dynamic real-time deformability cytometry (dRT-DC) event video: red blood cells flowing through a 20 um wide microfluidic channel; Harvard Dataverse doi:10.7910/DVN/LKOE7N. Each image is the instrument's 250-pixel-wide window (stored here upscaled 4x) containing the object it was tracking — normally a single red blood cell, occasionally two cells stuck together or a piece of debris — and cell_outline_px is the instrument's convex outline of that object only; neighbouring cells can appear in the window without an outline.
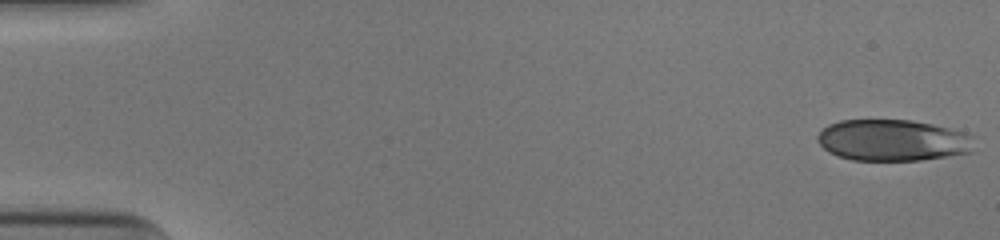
{"species": "human", "species_latin": "Homo sapiens", "temperature_condition": "cold", "stored_images_in_passage": 52, "camera_frame_rate_fps": 3000, "um_per_image_px": 0.085, "donor": {"sex": "male"}, "frame": {"image": 1, "passage_image": 1, "time_ms": 0.0, "image_size_px": [1000, 240], "cell_outline_px": [[976, 152], [920, 160], [852, 160], [836, 156], [828, 152], [816, 140], [816, 136], [828, 124], [840, 120], [912, 120], [952, 128], [964, 132], [972, 136]], "centroid_in_image_um": [75.91, 11.92], "position_along_channel_um": 9.1, "area_um2": 38.26}}
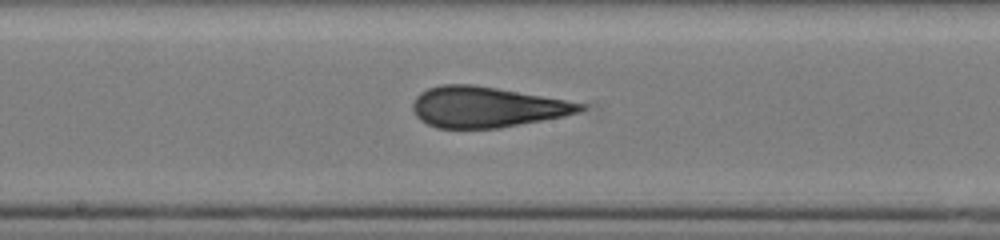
{"frame": {"image": 2, "passage_image": 28, "time_ms": 9.0, "image_size_px": [1000, 240], "cell_outline_px": [[584, 108], [580, 112], [564, 116], [500, 128], [436, 128], [420, 120], [416, 116], [412, 108], [412, 104], [416, 96], [420, 92], [428, 88], [440, 84], [472, 84], [496, 88], [564, 100], [584, 104]], "centroid_in_image_um": [41.3, 9.1], "position_along_channel_um": 206.9, "area_um2": 39.42}}
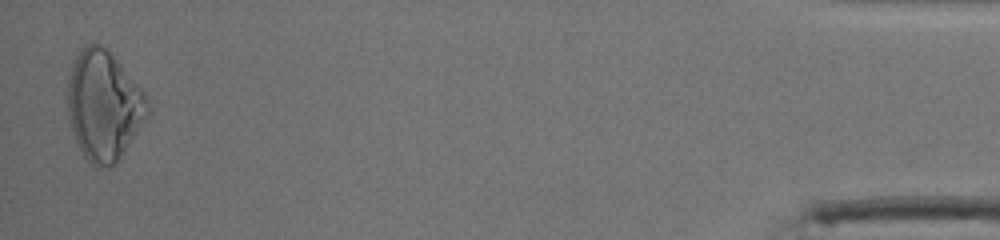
{"frame": {"image": 3, "passage_image": 51, "time_ms": 16.667, "image_size_px": [1000, 240], "cell_outline_px": [[152, 112], [116, 164], [96, 168], [84, 156], [76, 140], [68, 116], [68, 80], [72, 60], [84, 44], [100, 44], [120, 64], [144, 92], [152, 108]], "centroid_in_image_um": [8.84, 8.98], "position_along_channel_um": 426.4, "area_um2": 51.15}, "authors_computed_cell_mechanics": {"area_um2": 39.6797, "velocity_mm_per_s": 3.9486, "shape_relaxation_time_tau1_ms": null, "shape_relaxation_time_tau2_ms": 1.4309, "deformation_change_tau1": null, "deformation_change_tau2": 0.0855}}